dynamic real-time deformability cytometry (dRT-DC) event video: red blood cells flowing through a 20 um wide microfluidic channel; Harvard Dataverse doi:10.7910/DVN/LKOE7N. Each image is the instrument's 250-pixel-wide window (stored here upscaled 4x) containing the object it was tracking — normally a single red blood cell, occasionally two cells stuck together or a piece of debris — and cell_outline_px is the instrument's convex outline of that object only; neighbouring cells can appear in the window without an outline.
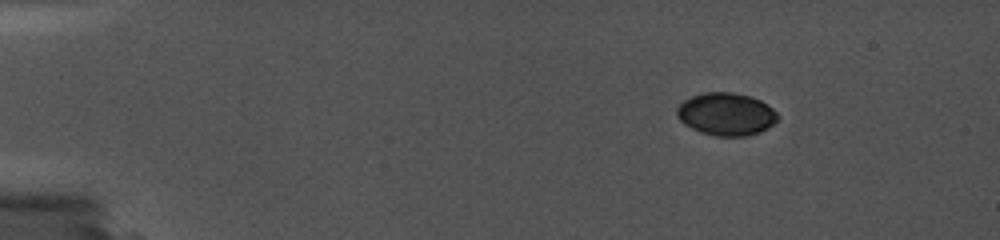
{"species": "common noctule bat (a hibernating species)", "species_latin": "Nyctalus noctula", "temperature_condition": "cold", "stored_images_in_passage": 3, "camera_frame_rate_fps": 5000, "um_per_image_px": 0.085, "animal": {"sex": "female", "body_mass_g": 19.0, "forearm_length_mm": 56.7}, "frame": {"image": 1, "passage_image": 1, "time_ms": 0.0, "image_size_px": [1000, 240], "cell_outline_px": [[660, 132], [656, 136], [620, 140], [520, 140], [492, 132], [488, 128], [488, 124], [520, 124], [628, 128]], "centroid_in_image_um": [48.25, 11.26], "position_along_channel_um": 36.7, "area_um2": 15.14}}